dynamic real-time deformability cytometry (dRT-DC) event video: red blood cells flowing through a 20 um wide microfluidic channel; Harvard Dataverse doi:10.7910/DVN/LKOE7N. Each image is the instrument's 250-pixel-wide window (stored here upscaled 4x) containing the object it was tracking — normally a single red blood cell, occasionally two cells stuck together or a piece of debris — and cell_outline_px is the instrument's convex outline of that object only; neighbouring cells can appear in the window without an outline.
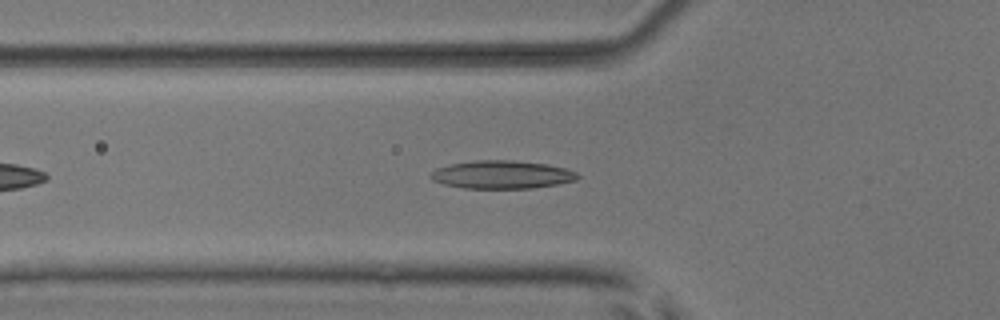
{"species": "common noctule bat (a hibernating species)", "species_latin": "Nyctalus noctula", "temperature_condition": "room temperature", "stored_images_in_passage": 37, "camera_frame_rate_fps": 3000, "um_per_image_px": 0.085, "animal": {"sex": "male", "body_mass_g": 17.9, "forearm_length_mm": 54.2}, "frame": {"image": 1, "passage_image": 6, "time_ms": 1.667, "image_size_px": [1000, 320], "cell_outline_px": [[580, 176], [576, 180], [556, 184], [532, 188], [464, 188], [444, 184], [432, 180], [428, 176], [436, 168], [452, 164], [476, 160], [512, 160], [548, 164], [564, 168], [576, 172]], "centroid_in_image_um": [42.65, 14.84], "position_along_channel_um": 83.1, "area_um2": 23.93}}
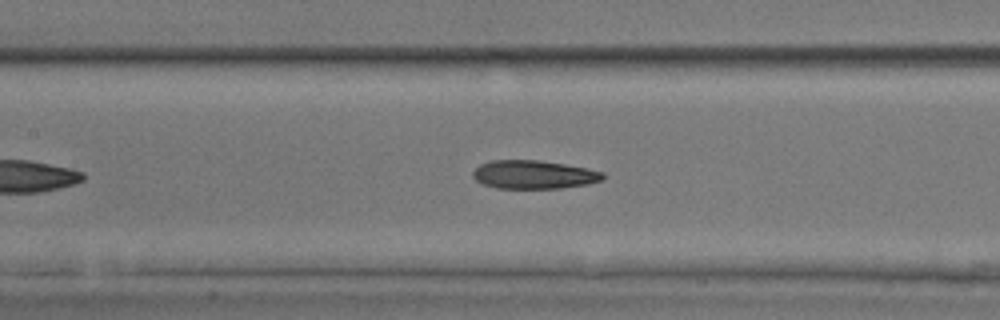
{"frame": {"image": 2, "passage_image": 12, "time_ms": 3.667, "image_size_px": [1000, 320], "cell_outline_px": [[604, 180], [588, 184], [560, 188], [496, 188], [484, 184], [476, 180], [472, 176], [472, 172], [480, 164], [492, 160], [536, 160], [564, 164], [604, 172]], "centroid_in_image_um": [45.36, 14.84], "position_along_channel_um": 162.0, "area_um2": 21.44}}
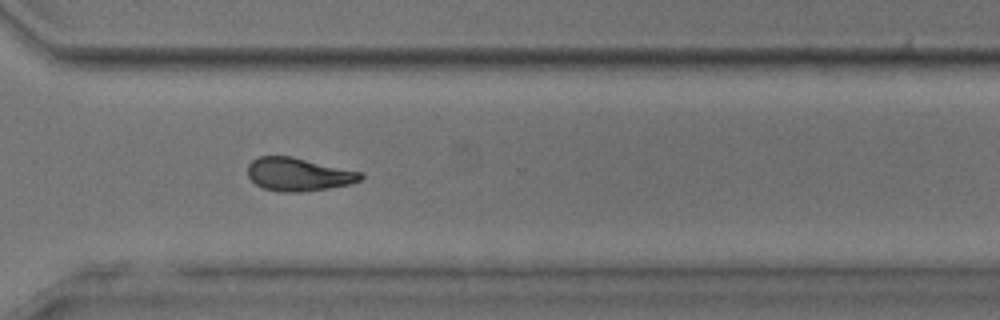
{"frame": {"image": 3, "passage_image": 26, "time_ms": 8.333, "image_size_px": [1000, 320], "cell_outline_px": [[364, 176], [360, 180], [352, 184], [328, 188], [300, 192], [280, 192], [264, 188], [256, 184], [248, 176], [248, 164], [252, 160], [260, 156], [292, 156], [364, 172]], "centroid_in_image_um": [25.4, 14.81], "position_along_channel_um": 345.2, "area_um2": 22.02}, "authors_computed_cell_mechanics": {"area_um2": 21.964, "velocity_mm_per_s": 3.9247, "shape_relaxation_time_tau1_ms": 10.6609, "shape_relaxation_time_tau2_ms": 3.8484, "deformation_change_tau1": 0.2438, "deformation_change_tau2": 0.1244}}